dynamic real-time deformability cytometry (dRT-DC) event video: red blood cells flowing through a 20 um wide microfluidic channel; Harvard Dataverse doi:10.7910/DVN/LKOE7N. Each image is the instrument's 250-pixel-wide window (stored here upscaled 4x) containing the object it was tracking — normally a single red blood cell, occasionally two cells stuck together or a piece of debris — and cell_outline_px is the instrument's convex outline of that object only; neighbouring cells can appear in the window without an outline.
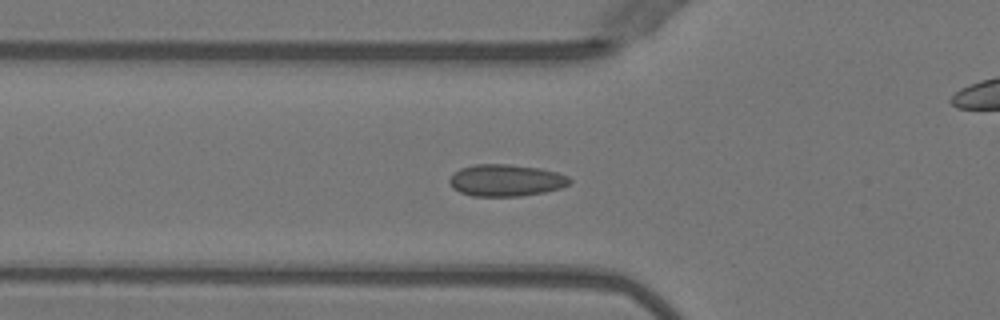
{"species": "Egyptian fruit bat (a non-hibernating species)", "species_latin": "Rousettus aegyptiacus", "temperature_condition": "warm", "stored_images_in_passage": 36, "camera_frame_rate_fps": 3000, "um_per_image_px": 0.085, "animal": {"sex": "female"}, "frame": {"image": 1, "passage_image": 2, "time_ms": 0.333, "image_size_px": [1000, 320], "cell_outline_px": [[572, 180], [568, 184], [560, 188], [544, 192], [520, 196], [472, 196], [460, 192], [452, 188], [448, 180], [460, 168], [476, 164], [508, 164], [540, 168], [556, 172], [568, 176]], "centroid_in_image_um": [43.0, 15.33], "position_along_channel_um": 82.8, "area_um2": 22.25}}
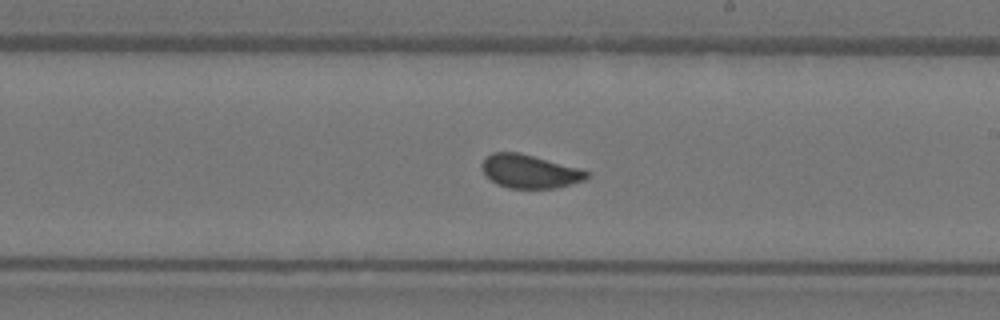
{"frame": {"image": 2, "passage_image": 14, "time_ms": 4.333, "image_size_px": [1000, 320], "cell_outline_px": [[588, 176], [584, 180], [556, 188], [508, 188], [496, 184], [484, 172], [480, 164], [484, 156], [492, 152], [520, 152], [580, 168], [588, 172]], "centroid_in_image_um": [44.99, 14.55], "position_along_channel_um": 244.0, "area_um2": 20.52}}
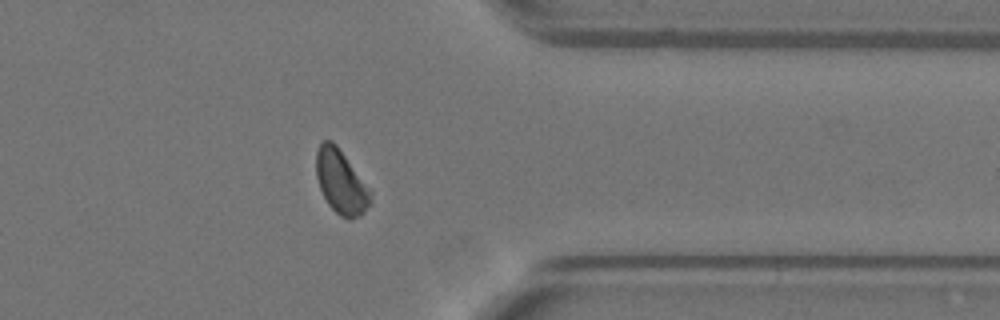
{"frame": {"image": 3, "passage_image": 25, "time_ms": 8.0, "image_size_px": [1000, 320], "cell_outline_px": [[372, 200], [364, 212], [360, 216], [348, 220], [340, 216], [328, 204], [320, 188], [316, 176], [316, 152], [320, 144], [324, 140], [332, 140], [336, 144], [372, 192]], "centroid_in_image_um": [28.98, 15.48], "position_along_channel_um": 382.4, "area_um2": 20.11}, "authors_computed_cell_mechanics": {"area_um2": 20.6924, "velocity_mm_per_s": 4.015, "shape_relaxation_time_tau1_ms": 8.7968, "shape_relaxation_time_tau2_ms": null, "deformation_change_tau1": 0.1341, "deformation_change_tau2": null}}